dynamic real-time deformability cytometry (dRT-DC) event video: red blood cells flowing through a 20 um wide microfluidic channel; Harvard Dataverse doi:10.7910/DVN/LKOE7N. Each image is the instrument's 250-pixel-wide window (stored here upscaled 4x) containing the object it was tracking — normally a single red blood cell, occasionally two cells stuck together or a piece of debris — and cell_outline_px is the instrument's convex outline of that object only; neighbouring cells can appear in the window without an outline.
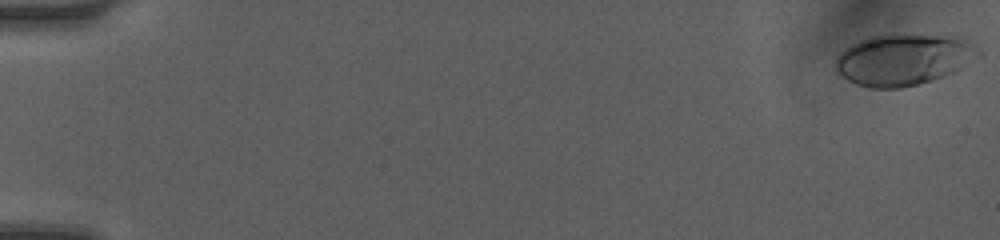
{"species": "human", "species_latin": "Homo sapiens", "temperature_condition": "room temperature", "stored_images_in_passage": 50, "camera_frame_rate_fps": 3000, "um_per_image_px": 0.085, "donor": {"sex": "female"}, "frame": {"image": 1, "passage_image": 1, "time_ms": 0.0, "image_size_px": [1000, 240], "cell_outline_px": [[984, 52], [980, 56], [960, 68], [944, 76], [916, 84], [900, 88], [868, 88], [856, 84], [848, 80], [832, 64], [840, 52], [852, 44], [860, 40], [872, 36], [892, 32], [956, 36], [964, 40]], "centroid_in_image_um": [76.79, 5.03], "position_along_channel_um": 8.2, "area_um2": 43.12}}
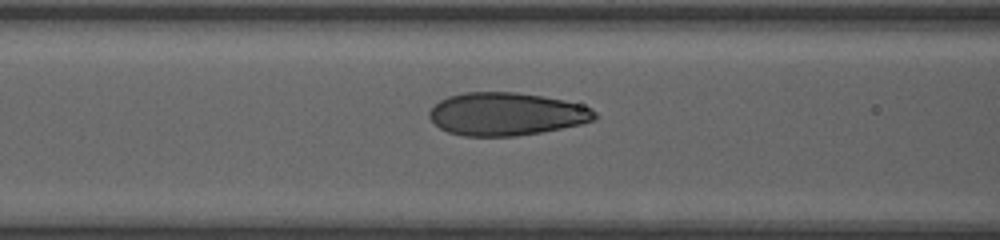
{"frame": {"image": 2, "passage_image": 22, "time_ms": 7.0, "image_size_px": [1000, 240], "cell_outline_px": [[596, 120], [580, 124], [540, 132], [516, 136], [464, 136], [448, 132], [440, 128], [428, 116], [428, 112], [440, 100], [448, 96], [464, 92], [516, 92], [564, 100], [592, 108], [596, 112]], "centroid_in_image_um": [43.03, 9.69], "position_along_channel_um": 123.6, "area_um2": 41.21}}
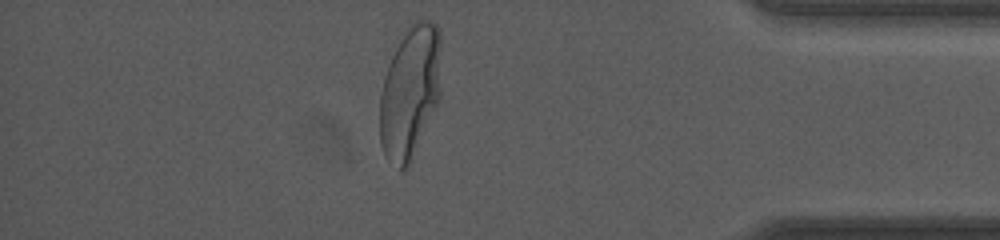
{"frame": {"image": 3, "passage_image": 44, "time_ms": 14.333, "image_size_px": [1000, 240], "cell_outline_px": [[440, 100], [408, 168], [400, 172], [384, 156], [380, 144], [380, 92], [388, 64], [404, 28], [408, 24], [420, 16], [432, 20], [436, 24], [440, 32]], "centroid_in_image_um": [34.86, 7.79], "position_along_channel_um": 400.3, "area_um2": 48.78}, "authors_computed_cell_mechanics": {"area_um2": 41.1536, "velocity_mm_per_s": 4.174, "shape_relaxation_time_tau1_ms": 3.6575, "shape_relaxation_time_tau2_ms": null, "deformation_change_tau1": 0.1892, "deformation_change_tau2": null}}